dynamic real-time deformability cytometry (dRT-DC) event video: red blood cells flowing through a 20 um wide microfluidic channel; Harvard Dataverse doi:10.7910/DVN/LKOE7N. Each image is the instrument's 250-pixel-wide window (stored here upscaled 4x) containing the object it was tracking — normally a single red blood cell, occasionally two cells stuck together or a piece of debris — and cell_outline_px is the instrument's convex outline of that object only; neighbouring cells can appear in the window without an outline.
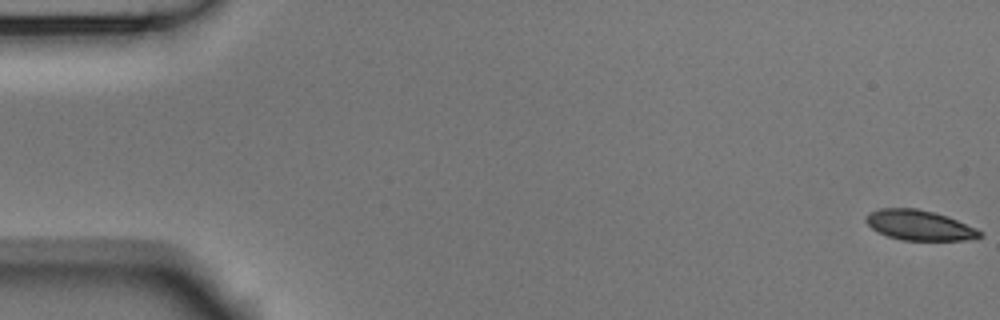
{"species": "Egyptian fruit bat (a non-hibernating species)", "species_latin": "Rousettus aegyptiacus", "temperature_condition": "room temperature", "stored_images_in_passage": 55, "camera_frame_rate_fps": 3000, "um_per_image_px": 0.085, "animal": {"sex": "male"}, "frame": {"image": 1, "passage_image": 1, "time_ms": 0.0, "image_size_px": [1000, 320], "cell_outline_px": [[984, 236], [976, 240], [904, 240], [888, 236], [872, 228], [864, 220], [864, 216], [872, 212], [884, 208], [916, 208], [936, 212], [948, 216], [976, 228], [984, 232]], "centroid_in_image_um": [78.23, 19.15], "position_along_channel_um": 6.8, "area_um2": 20.11}}
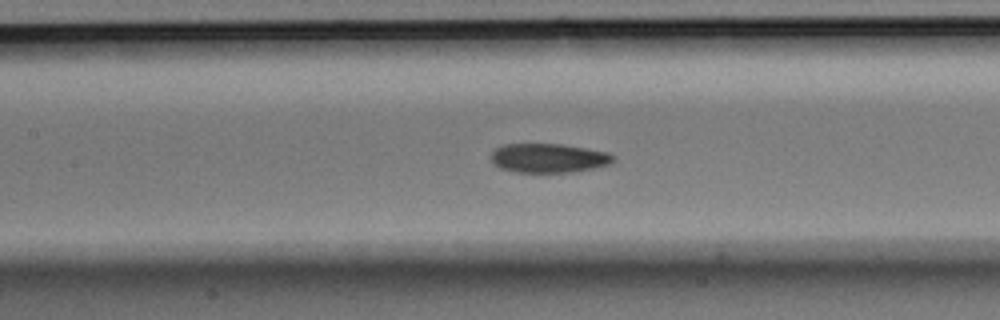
{"frame": {"image": 2, "passage_image": 25, "time_ms": 8.0, "image_size_px": [1000, 320], "cell_outline_px": [[616, 160], [612, 164], [572, 172], [516, 172], [500, 168], [492, 164], [492, 152], [496, 148], [504, 144], [564, 144], [608, 152], [616, 156]], "centroid_in_image_um": [46.67, 13.43], "position_along_channel_um": 160.7, "area_um2": 20.92}}
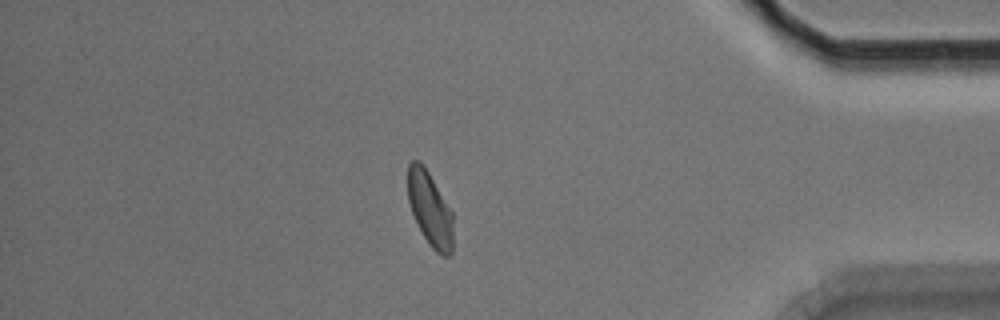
{"frame": {"image": 3, "passage_image": 47, "time_ms": 15.333, "image_size_px": [1000, 320], "cell_outline_px": [[452, 252], [448, 256], [444, 256], [436, 252], [428, 244], [412, 212], [408, 200], [408, 164], [412, 160], [420, 160], [424, 164], [452, 212]], "centroid_in_image_um": [36.54, 17.73], "position_along_channel_um": 398.7, "area_um2": 19.42}, "authors_computed_cell_mechanics": {"area_um2": 20.808, "velocity_mm_per_s": 3.7179, "shape_relaxation_time_tau1_ms": 4.5879, "shape_relaxation_time_tau2_ms": 2.9027, "deformation_change_tau1": 0.1209, "deformation_change_tau2": 0.0841}}